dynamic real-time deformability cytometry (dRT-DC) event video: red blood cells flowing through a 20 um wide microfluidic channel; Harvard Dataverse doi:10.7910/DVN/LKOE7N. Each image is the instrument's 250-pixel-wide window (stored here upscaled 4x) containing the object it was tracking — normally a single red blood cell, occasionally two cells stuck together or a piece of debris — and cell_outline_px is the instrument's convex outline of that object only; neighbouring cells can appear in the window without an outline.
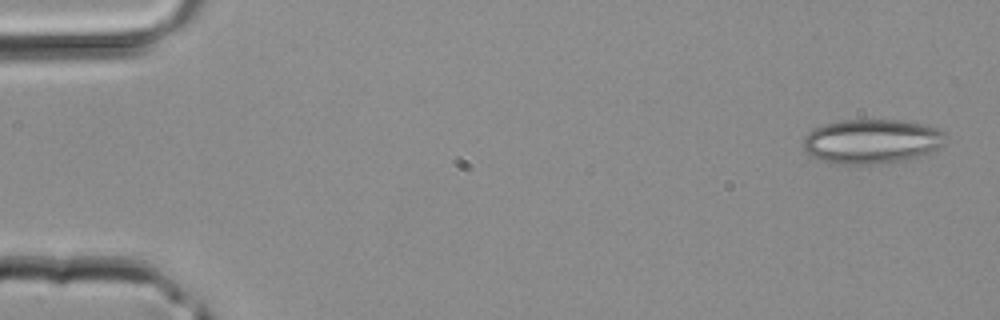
{"species": "common noctule bat (a hibernating species)", "species_latin": "Nyctalus noctula", "temperature_condition": "room temperature", "stored_images_in_passage": 39, "camera_frame_rate_fps": 3000, "um_per_image_px": 0.085, "animal": {"sex": "male", "body_mass_g": 20.4}, "frame": {"image": 1, "passage_image": 2, "time_ms": 0.333, "image_size_px": [1000, 320], "cell_outline_px": [[944, 144], [924, 156], [884, 164], [836, 164], [820, 160], [812, 156], [804, 148], [804, 136], [808, 132], [824, 124], [840, 120], [904, 120], [928, 124], [944, 132]], "centroid_in_image_um": [74.13, 12.02], "position_along_channel_um": 10.9, "area_um2": 37.22}}
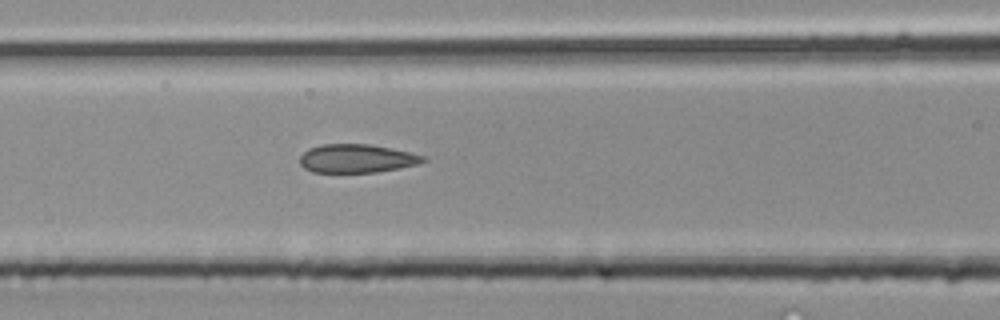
{"frame": {"image": 2, "passage_image": 17, "time_ms": 5.333, "image_size_px": [1000, 320], "cell_outline_px": [[428, 160], [416, 164], [400, 168], [376, 172], [312, 172], [304, 168], [300, 164], [300, 156], [308, 148], [320, 144], [368, 144], [392, 148], [424, 156]], "centroid_in_image_um": [30.29, 13.47], "position_along_channel_um": 136.3, "area_um2": 20.46}}
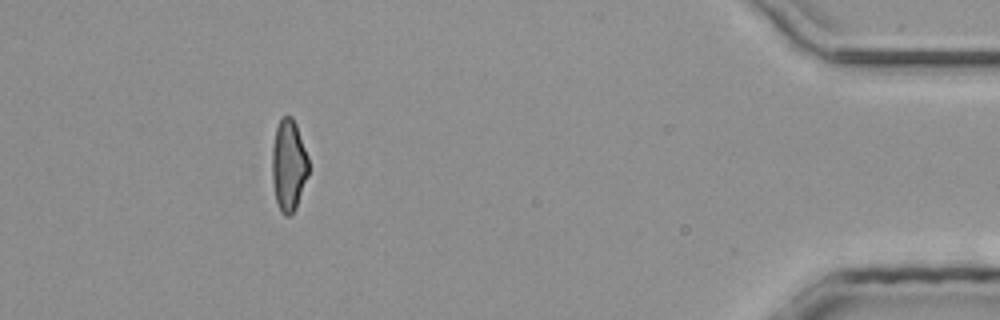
{"frame": {"image": 3, "passage_image": 36, "time_ms": 11.667, "image_size_px": [1000, 320], "cell_outline_px": [[308, 176], [296, 208], [288, 216], [284, 216], [280, 212], [276, 200], [272, 180], [272, 148], [276, 128], [280, 120], [284, 116], [292, 116], [296, 124], [308, 156]], "centroid_in_image_um": [24.53, 14.06], "position_along_channel_um": 410.7, "area_um2": 19.48}}